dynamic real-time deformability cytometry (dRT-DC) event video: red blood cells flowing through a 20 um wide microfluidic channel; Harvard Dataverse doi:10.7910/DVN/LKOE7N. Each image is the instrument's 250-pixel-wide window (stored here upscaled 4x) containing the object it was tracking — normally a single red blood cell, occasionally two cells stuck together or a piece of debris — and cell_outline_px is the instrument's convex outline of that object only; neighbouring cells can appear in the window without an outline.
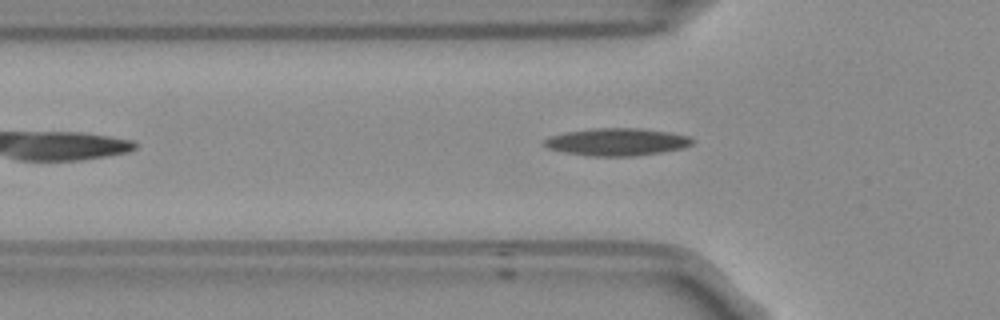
{"species": "Egyptian fruit bat (a non-hibernating species)", "species_latin": "Rousettus aegyptiacus", "temperature_condition": "room temperature", "stored_images_in_passage": 38, "camera_frame_rate_fps": 3000, "um_per_image_px": 0.085, "frame": {"image": 1, "passage_image": 8, "time_ms": 2.333, "image_size_px": [1000, 320], "cell_outline_px": [[696, 140], [692, 144], [684, 148], [660, 152], [632, 156], [588, 156], [564, 152], [548, 148], [544, 144], [544, 140], [552, 136], [568, 132], [600, 128], [640, 128], [668, 132], [692, 136]], "centroid_in_image_um": [52.51, 12.07], "position_along_channel_um": 73.3, "area_um2": 23.52}}
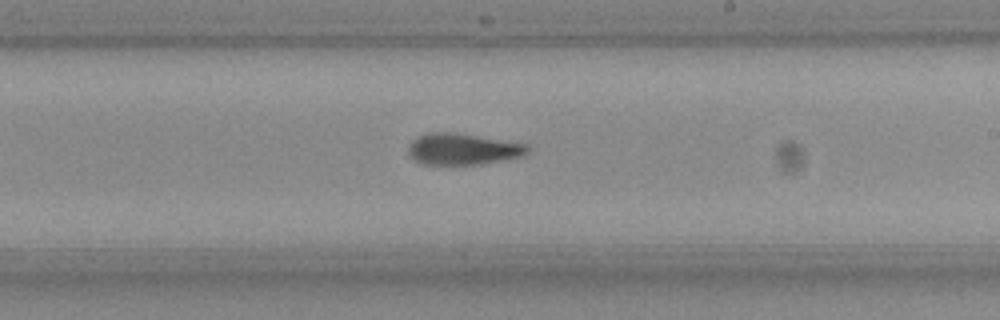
{"frame": {"image": 2, "passage_image": 22, "time_ms": 7.0, "image_size_px": [1000, 320], "cell_outline_px": [[528, 152], [520, 156], [504, 160], [476, 164], [424, 164], [416, 160], [408, 152], [408, 148], [412, 140], [416, 136], [428, 132], [452, 132], [524, 144], [528, 148]], "centroid_in_image_um": [39.27, 12.66], "position_along_channel_um": 249.7, "area_um2": 21.27}}
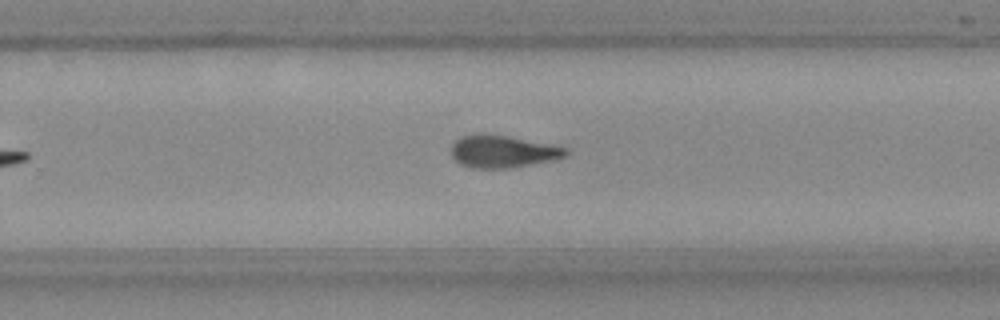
{"frame": {"image": 3, "passage_image": 25, "time_ms": 8.0, "image_size_px": [1000, 320], "cell_outline_px": [[568, 152], [564, 156], [552, 160], [512, 168], [472, 168], [460, 164], [452, 156], [452, 144], [460, 136], [476, 132], [488, 132], [568, 148]], "centroid_in_image_um": [42.67, 12.85], "position_along_channel_um": 287.1, "area_um2": 21.79}, "authors_computed_cell_mechanics": {"area_um2": 21.7617, "velocity_mm_per_s": 3.7537, "shape_relaxation_time_tau1_ms": 8.899, "shape_relaxation_time_tau2_ms": 6.0216, "deformation_change_tau1": 0.2348, "deformation_change_tau2": 0.1579}}